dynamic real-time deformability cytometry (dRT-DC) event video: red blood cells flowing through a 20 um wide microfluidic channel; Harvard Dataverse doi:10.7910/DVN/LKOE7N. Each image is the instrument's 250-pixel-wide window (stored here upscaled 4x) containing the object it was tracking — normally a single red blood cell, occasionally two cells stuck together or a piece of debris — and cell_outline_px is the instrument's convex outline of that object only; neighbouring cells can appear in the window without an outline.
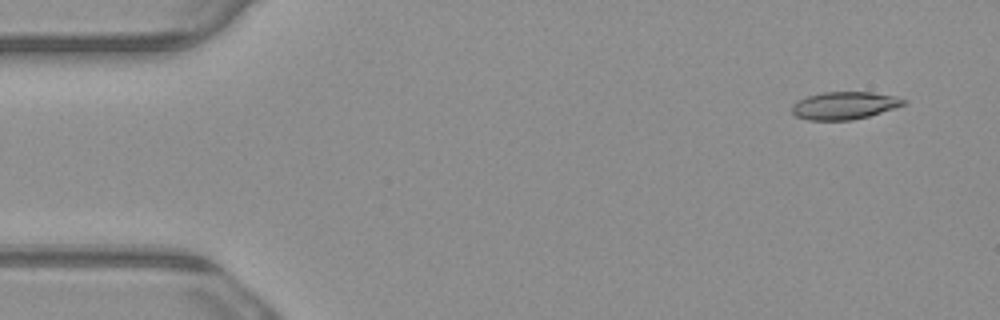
{"species": "common noctule bat (a hibernating species)", "species_latin": "Nyctalus noctula", "temperature_condition": "warm", "stored_images_in_passage": 5, "camera_frame_rate_fps": 3000, "um_per_image_px": 0.085, "animal": {"sex": "male", "body_mass_g": 23.1, "forearm_length_mm": 52.7}, "frame": {"image": 1, "passage_image": 2, "time_ms": 0.333, "image_size_px": [1000, 320], "cell_outline_px": [[908, 100], [904, 104], [896, 108], [868, 116], [852, 120], [808, 120], [796, 116], [792, 112], [792, 104], [796, 100], [808, 96], [824, 92], [872, 92], [896, 96]], "centroid_in_image_um": [71.78, 8.96], "position_along_channel_um": 13.2, "area_um2": 18.03}}